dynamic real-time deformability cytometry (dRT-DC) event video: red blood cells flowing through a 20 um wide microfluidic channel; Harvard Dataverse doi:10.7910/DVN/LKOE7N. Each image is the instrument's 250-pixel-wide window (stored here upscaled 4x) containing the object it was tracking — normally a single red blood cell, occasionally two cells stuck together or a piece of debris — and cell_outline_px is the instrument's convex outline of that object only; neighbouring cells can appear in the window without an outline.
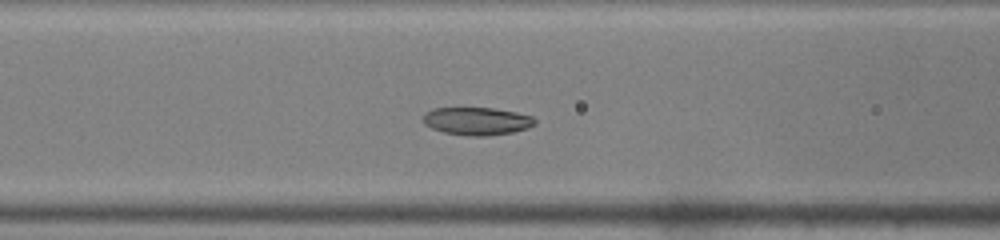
{"species": "common noctule bat (a hibernating species)", "species_latin": "Nyctalus noctula", "temperature_condition": "warm", "stored_images_in_passage": 37, "camera_frame_rate_fps": 3000, "um_per_image_px": 0.085, "animal": {"sex": "male", "body_mass_g": 19.0, "forearm_length_mm": 50.8}, "frame": {"image": 1, "passage_image": 9, "time_ms": 2.667, "image_size_px": [1000, 240], "cell_outline_px": [[536, 124], [528, 128], [512, 132], [484, 136], [468, 136], [444, 132], [432, 128], [424, 124], [424, 112], [432, 108], [492, 108], [516, 112], [532, 116], [536, 120]], "centroid_in_image_um": [40.54, 10.29], "position_along_channel_um": 126.1, "area_um2": 18.09}}
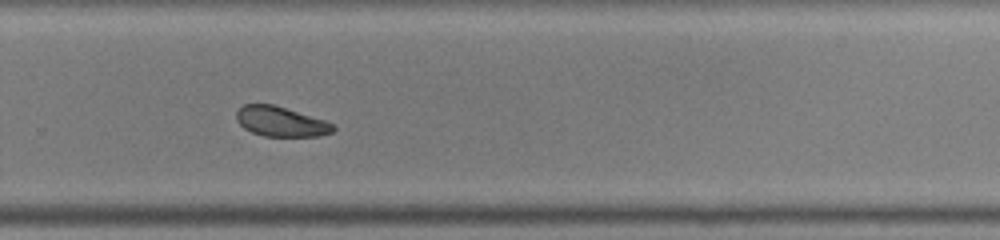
{"frame": {"image": 2, "passage_image": 22, "time_ms": 7.0, "image_size_px": [1000, 240], "cell_outline_px": [[336, 128], [332, 132], [320, 136], [264, 136], [252, 132], [244, 128], [236, 120], [236, 112], [244, 104], [272, 104], [324, 120], [332, 124]], "centroid_in_image_um": [23.85, 10.34], "position_along_channel_um": 306.0, "area_um2": 16.65}}
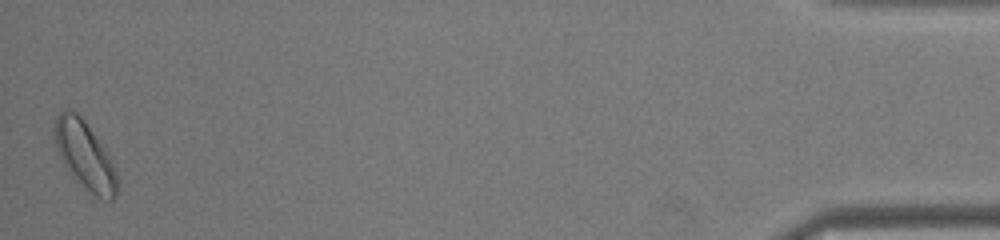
{"frame": {"image": 3, "passage_image": 37, "time_ms": 12.0, "image_size_px": [1000, 240], "cell_outline_px": [[120, 184], [116, 196], [112, 200], [104, 200], [96, 196], [84, 188], [76, 180], [64, 164], [56, 148], [52, 132], [56, 116], [64, 108], [68, 108], [76, 112], [84, 120], [112, 156]], "centroid_in_image_um": [7.25, 13.2], "position_along_channel_um": 428.0, "area_um2": 25.49}, "authors_computed_cell_mechanics": {"area_um2": 18.3226, "velocity_mm_per_s": 4.1636, "shape_relaxation_time_tau1_ms": 1.4317, "shape_relaxation_time_tau2_ms": null, "deformation_change_tau1": 0.0862, "deformation_change_tau2": null}}